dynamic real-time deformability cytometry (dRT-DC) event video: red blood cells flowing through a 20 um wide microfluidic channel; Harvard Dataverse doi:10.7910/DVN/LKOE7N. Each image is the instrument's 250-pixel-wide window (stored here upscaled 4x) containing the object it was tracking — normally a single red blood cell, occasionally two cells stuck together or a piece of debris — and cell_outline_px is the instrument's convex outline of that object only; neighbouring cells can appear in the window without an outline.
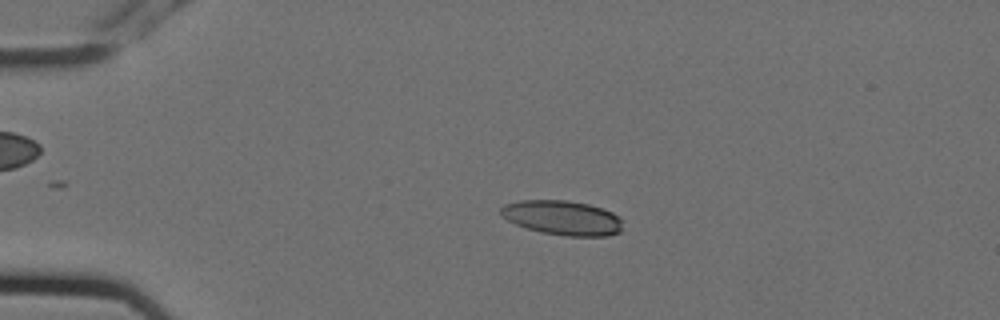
{"species": "Egyptian fruit bat (a non-hibernating species)", "species_latin": "Rousettus aegyptiacus", "temperature_condition": "cold", "stored_images_in_passage": 3, "camera_frame_rate_fps": 3000, "um_per_image_px": 0.085, "animal": {"sex": "female"}, "frame": {"image": 1, "passage_image": 1, "time_ms": 0.0, "image_size_px": [1000, 320], "cell_outline_px": [[620, 232], [608, 236], [568, 236], [540, 232], [516, 224], [500, 216], [500, 208], [504, 204], [520, 200], [568, 200], [588, 204], [612, 212], [620, 216]], "centroid_in_image_um": [47.78, 18.5], "position_along_channel_um": 37.2, "area_um2": 24.51}}
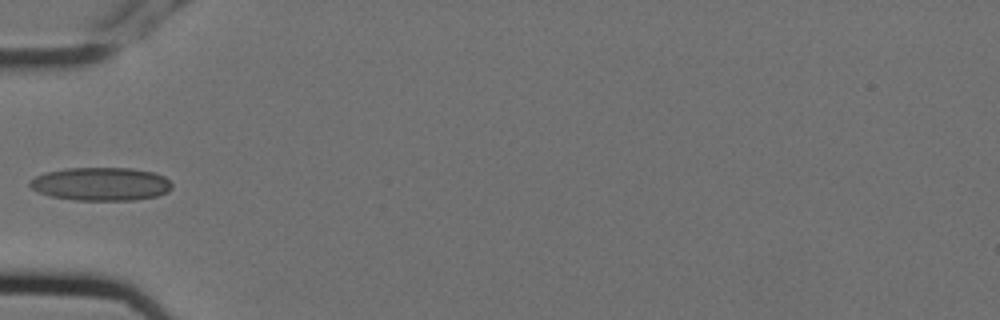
{"frame": {"image": 2, "passage_image": 3, "time_ms": 0.667, "image_size_px": [1000, 320], "cell_outline_px": [[172, 188], [168, 192], [156, 196], [136, 200], [72, 200], [52, 196], [40, 192], [32, 188], [28, 184], [28, 180], [36, 176], [48, 172], [68, 168], [132, 168], [152, 172], [164, 176], [172, 184]], "centroid_in_image_um": [8.6, 15.64], "position_along_channel_um": 76.4, "area_um2": 27.51}}